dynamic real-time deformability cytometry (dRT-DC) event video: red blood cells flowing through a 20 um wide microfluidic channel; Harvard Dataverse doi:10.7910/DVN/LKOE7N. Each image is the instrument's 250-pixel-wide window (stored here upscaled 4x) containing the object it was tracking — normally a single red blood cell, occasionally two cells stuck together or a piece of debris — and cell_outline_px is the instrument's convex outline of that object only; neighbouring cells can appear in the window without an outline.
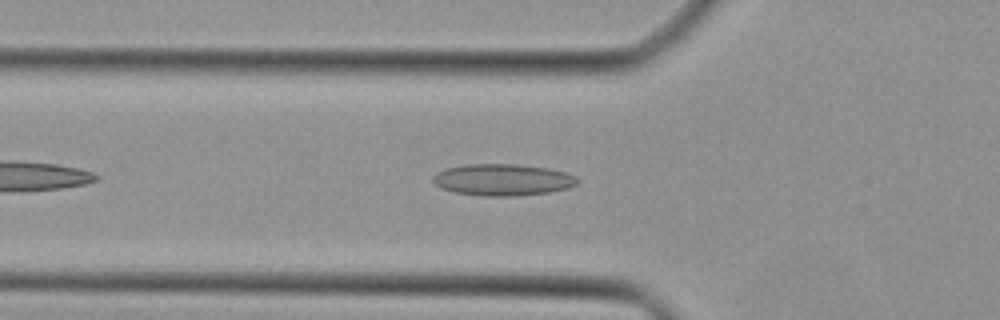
{"species": "Egyptian fruit bat (a non-hibernating species)", "species_latin": "Rousettus aegyptiacus", "temperature_condition": "cold", "stored_images_in_passage": 35, "camera_frame_rate_fps": 3000, "um_per_image_px": 0.085, "animal": {"sex": "female"}, "frame": {"image": 1, "passage_image": 6, "time_ms": 1.667, "image_size_px": [1000, 320], "cell_outline_px": [[580, 180], [576, 184], [568, 188], [548, 192], [516, 196], [484, 196], [456, 192], [440, 188], [432, 180], [432, 176], [436, 172], [444, 168], [468, 164], [516, 164], [548, 168], [564, 172]], "centroid_in_image_um": [42.68, 15.28], "position_along_channel_um": 83.1, "area_um2": 26.59}}
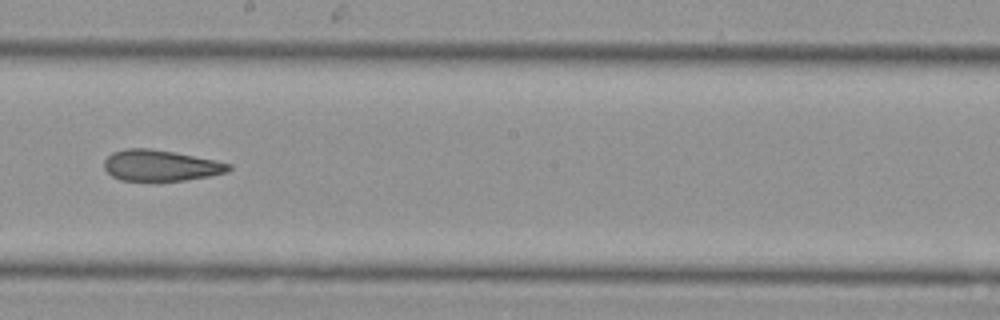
{"frame": {"image": 2, "passage_image": 16, "time_ms": 5.0, "image_size_px": [1000, 320], "cell_outline_px": [[232, 168], [228, 172], [208, 176], [184, 180], [156, 184], [120, 180], [112, 176], [104, 168], [104, 160], [112, 152], [128, 148], [148, 148], [172, 152], [216, 160], [232, 164]], "centroid_in_image_um": [13.63, 14.11], "position_along_channel_um": 234.6, "area_um2": 23.24}}
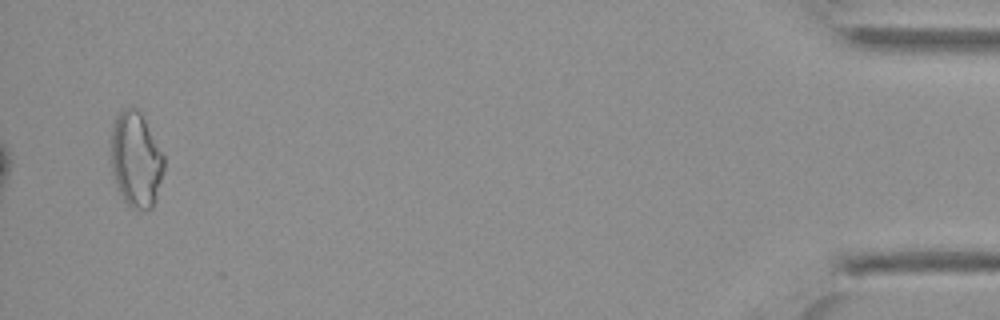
{"frame": {"image": 3, "passage_image": 34, "time_ms": 11.0, "image_size_px": [1000, 320], "cell_outline_px": [[164, 172], [156, 200], [152, 208], [132, 208], [124, 200], [116, 184], [112, 168], [112, 124], [116, 116], [124, 108], [136, 108], [140, 112], [164, 156]], "centroid_in_image_um": [11.57, 13.57], "position_along_channel_um": 423.6, "area_um2": 28.96}}